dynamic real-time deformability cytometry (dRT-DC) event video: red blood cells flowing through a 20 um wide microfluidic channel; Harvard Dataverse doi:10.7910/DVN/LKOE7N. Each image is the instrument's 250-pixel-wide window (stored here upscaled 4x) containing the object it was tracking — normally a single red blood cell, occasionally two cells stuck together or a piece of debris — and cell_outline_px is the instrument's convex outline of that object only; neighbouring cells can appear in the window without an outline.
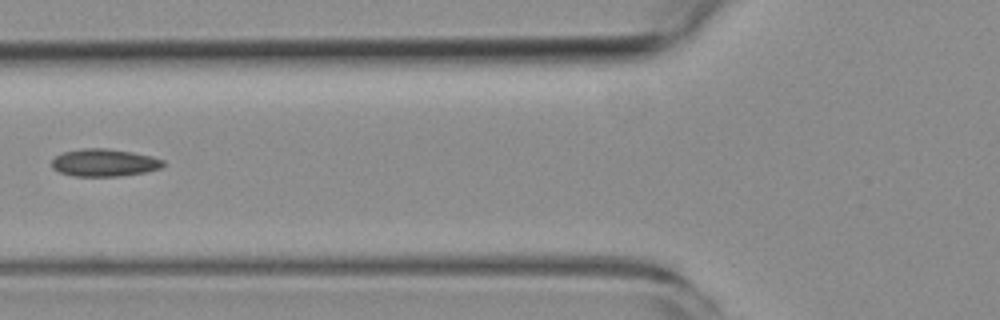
{"species": "common noctule bat (a hibernating species)", "species_latin": "Nyctalus noctula", "temperature_condition": "room temperature", "stored_images_in_passage": 4, "camera_frame_rate_fps": 3000, "um_per_image_px": 0.085, "animal": {"sex": "female", "body_mass_g": 19.3, "forearm_length_mm": 54.1}, "frame": {"image": 1, "passage_image": 3, "time_ms": 2.333, "image_size_px": [1000, 320], "cell_outline_px": [[164, 164], [160, 168], [144, 172], [120, 176], [72, 176], [60, 172], [52, 168], [52, 160], [56, 156], [64, 152], [80, 148], [108, 148], [132, 152], [152, 156], [164, 160]], "centroid_in_image_um": [8.85, 13.82], "position_along_channel_um": 116.9, "area_um2": 17.86}}
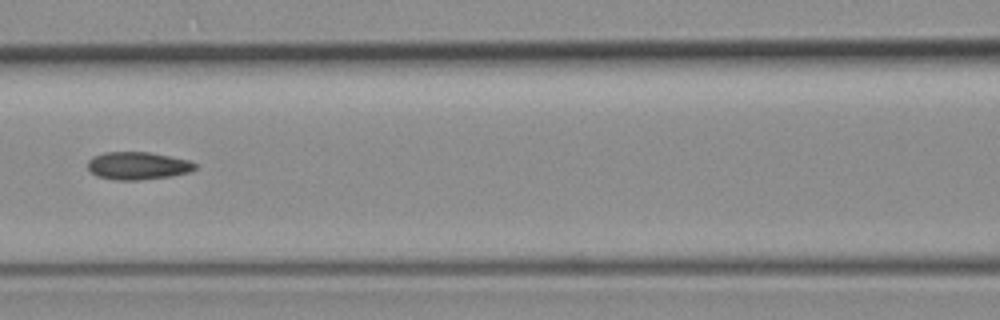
{"frame": {"image": 2, "passage_image": 4, "time_ms": 3.333, "image_size_px": [1000, 320], "cell_outline_px": [[196, 168], [192, 172], [172, 176], [140, 180], [116, 180], [96, 176], [88, 168], [88, 160], [92, 156], [104, 152], [148, 152], [192, 160], [196, 164]], "centroid_in_image_um": [11.74, 14.09], "position_along_channel_um": 154.9, "area_um2": 17.57}}